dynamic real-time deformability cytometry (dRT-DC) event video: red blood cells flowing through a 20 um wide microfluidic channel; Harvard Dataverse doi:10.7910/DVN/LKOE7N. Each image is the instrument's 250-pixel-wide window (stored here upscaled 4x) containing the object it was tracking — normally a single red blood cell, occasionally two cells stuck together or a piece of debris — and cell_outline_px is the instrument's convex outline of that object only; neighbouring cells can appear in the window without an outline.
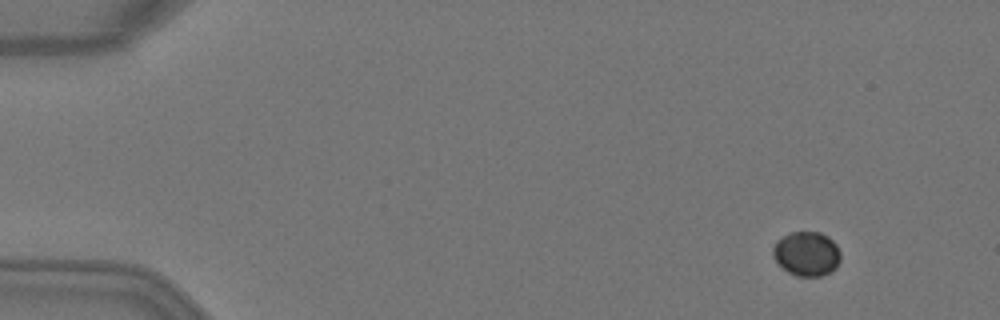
{"species": "Egyptian fruit bat (a non-hibernating species)", "species_latin": "Rousettus aegyptiacus", "temperature_condition": "warm", "stored_images_in_passage": 5, "camera_frame_rate_fps": 3000, "um_per_image_px": 0.085, "animal": {"sex": "female"}, "frame": {"image": 1, "passage_image": 2, "time_ms": 0.333, "image_size_px": [1000, 320], "cell_outline_px": [[840, 260], [836, 268], [820, 276], [796, 276], [788, 272], [776, 260], [772, 252], [772, 248], [776, 240], [792, 232], [820, 232], [828, 236], [836, 244], [840, 252]], "centroid_in_image_um": [68.57, 21.56], "position_along_channel_um": 16.4, "area_um2": 17.4}}
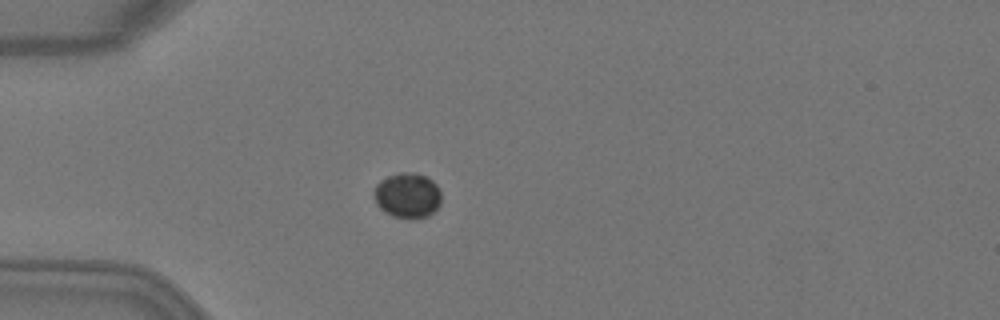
{"frame": {"image": 2, "passage_image": 5, "time_ms": 1.333, "image_size_px": [1000, 320], "cell_outline_px": [[440, 204], [428, 216], [416, 220], [408, 220], [392, 216], [380, 208], [376, 204], [372, 192], [376, 184], [380, 180], [388, 176], [400, 172], [416, 172], [428, 176], [436, 184], [440, 192]], "centroid_in_image_um": [34.62, 16.62], "position_along_channel_um": 50.4, "area_um2": 18.21}}